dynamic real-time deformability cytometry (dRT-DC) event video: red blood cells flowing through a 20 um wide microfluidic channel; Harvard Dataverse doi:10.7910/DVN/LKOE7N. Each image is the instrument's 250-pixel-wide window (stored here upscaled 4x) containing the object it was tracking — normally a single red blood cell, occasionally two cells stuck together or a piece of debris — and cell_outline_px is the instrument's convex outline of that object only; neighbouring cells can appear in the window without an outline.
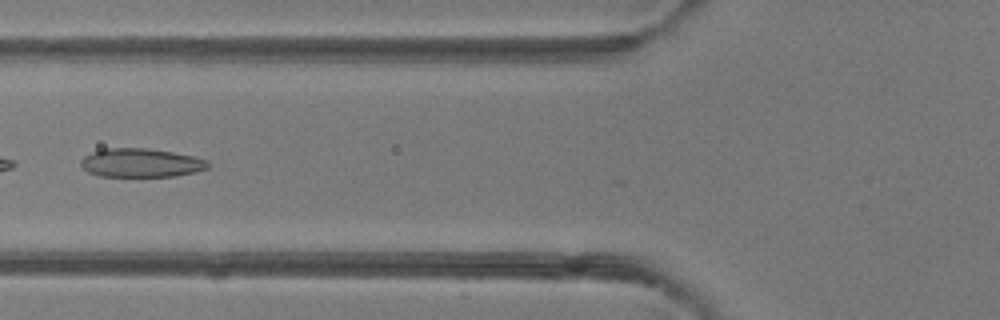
{"species": "common noctule bat (a hibernating species)", "species_latin": "Nyctalus noctula", "temperature_condition": "room temperature", "stored_images_in_passage": 6, "camera_frame_rate_fps": 3000, "um_per_image_px": 0.085, "animal": {"sex": "female"}, "frame": {"image": 1, "passage_image": 5, "time_ms": 5.333, "image_size_px": [1000, 320], "cell_outline_px": [[208, 168], [196, 172], [176, 176], [100, 176], [88, 172], [80, 164], [80, 160], [84, 156], [92, 152], [104, 148], [148, 148], [196, 156], [208, 160]], "centroid_in_image_um": [12.0, 13.83], "position_along_channel_um": 113.8, "area_um2": 21.39}}
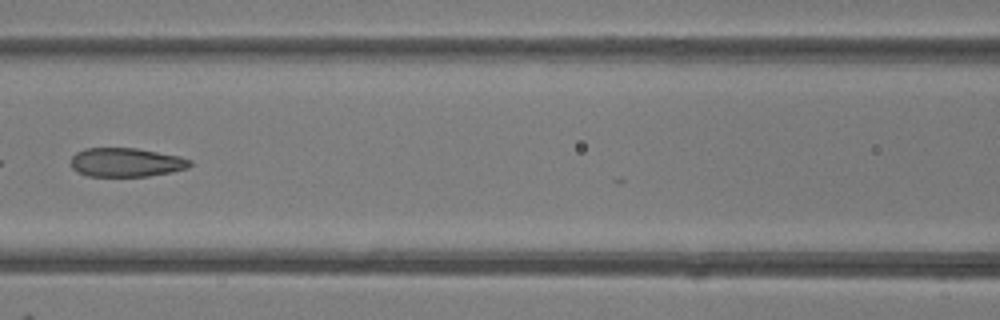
{"frame": {"image": 2, "passage_image": 6, "time_ms": 6.333, "image_size_px": [1000, 320], "cell_outline_px": [[192, 164], [188, 168], [172, 172], [148, 176], [88, 176], [76, 172], [72, 168], [72, 156], [76, 152], [84, 148], [136, 148], [180, 156], [192, 160]], "centroid_in_image_um": [10.73, 13.8], "position_along_channel_um": 155.9, "area_um2": 20.17}}